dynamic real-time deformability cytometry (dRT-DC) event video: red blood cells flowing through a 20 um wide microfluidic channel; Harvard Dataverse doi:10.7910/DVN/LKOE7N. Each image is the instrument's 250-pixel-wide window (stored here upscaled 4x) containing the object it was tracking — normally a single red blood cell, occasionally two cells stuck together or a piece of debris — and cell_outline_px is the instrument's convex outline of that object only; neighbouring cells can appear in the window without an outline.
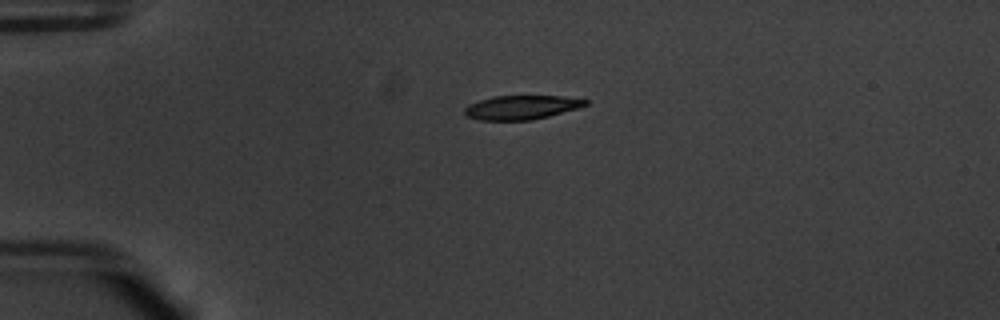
{"species": "common noctule bat (a hibernating species)", "species_latin": "Nyctalus noctula", "temperature_condition": "warm", "stored_images_in_passage": 42, "camera_frame_rate_fps": 3000, "um_per_image_px": 0.085, "animal": {"sex": "male", "body_mass_g": 20.1, "forearm_length_mm": 53.5}, "frame": {"image": 1, "passage_image": 1, "time_ms": 0.0, "image_size_px": [1000, 320], "cell_outline_px": [[588, 104], [580, 108], [532, 120], [480, 120], [464, 116], [464, 108], [468, 104], [480, 100], [496, 96], [560, 96], [588, 100]], "centroid_in_image_um": [44.31, 9.13], "position_along_channel_um": 40.7, "area_um2": 16.94}}
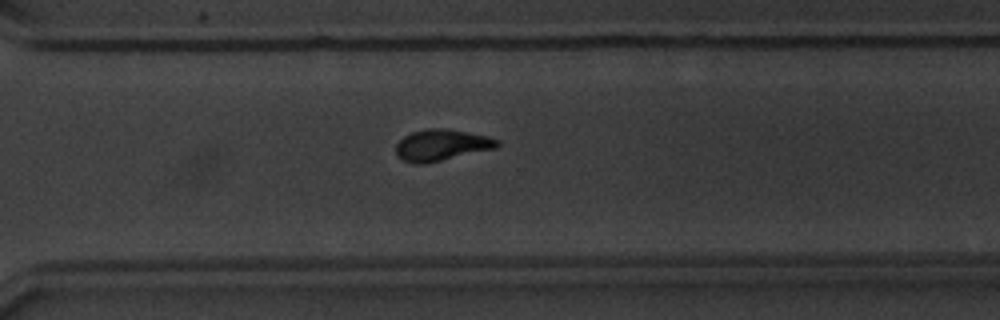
{"frame": {"image": 2, "passage_image": 27, "time_ms": 8.667, "image_size_px": [1000, 320], "cell_outline_px": [[500, 144], [496, 148], [424, 164], [416, 164], [404, 160], [396, 152], [396, 144], [404, 136], [412, 132], [428, 128], [440, 128], [488, 136], [500, 140]], "centroid_in_image_um": [37.54, 12.33], "position_along_channel_um": 333.1, "area_um2": 18.21}}
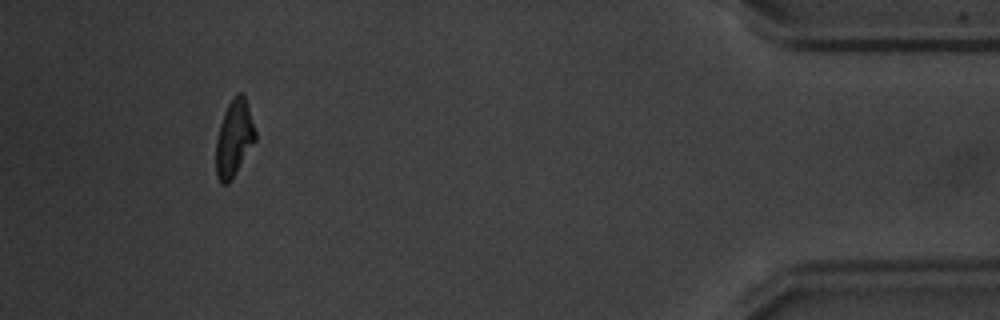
{"frame": {"image": 3, "passage_image": 38, "time_ms": 12.333, "image_size_px": [1000, 320], "cell_outline_px": [[256, 140], [232, 180], [228, 184], [220, 184], [216, 176], [216, 140], [220, 124], [224, 112], [228, 104], [236, 92], [244, 92], [256, 132]], "centroid_in_image_um": [19.9, 11.76], "position_along_channel_um": 415.3, "area_um2": 17.8}, "authors_computed_cell_mechanics": {"area_um2": 18.2359, "velocity_mm_per_s": 3.7989, "shape_relaxation_time_tau1_ms": 3.2412, "shape_relaxation_time_tau2_ms": 3.6157, "deformation_change_tau1": 0.1551, "deformation_change_tau2": 0.0932}}